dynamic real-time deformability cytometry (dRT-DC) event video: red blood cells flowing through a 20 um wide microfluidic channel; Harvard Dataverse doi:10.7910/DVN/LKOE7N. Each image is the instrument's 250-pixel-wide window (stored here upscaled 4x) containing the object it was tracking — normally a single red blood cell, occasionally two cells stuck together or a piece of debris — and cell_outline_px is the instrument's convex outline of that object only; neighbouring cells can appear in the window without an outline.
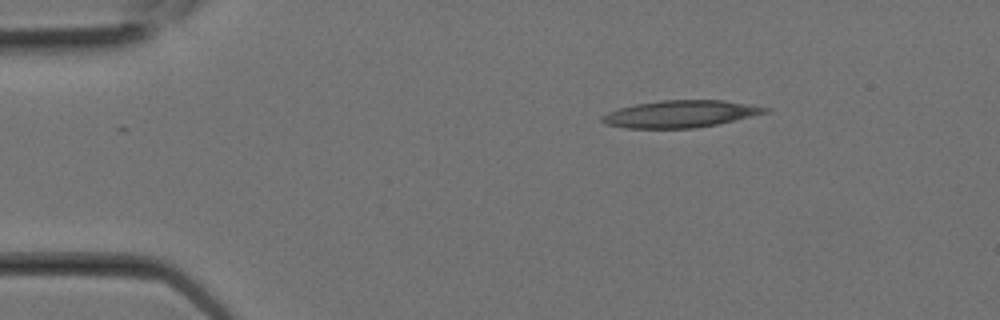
{"species": "Egyptian fruit bat (a non-hibernating species)", "species_latin": "Rousettus aegyptiacus", "temperature_condition": "room temperature", "stored_images_in_passage": 2, "camera_frame_rate_fps": 3000, "um_per_image_px": 0.085, "animal": {"sex": "female"}, "frame": {"image": 1, "passage_image": 1, "time_ms": 0.0, "image_size_px": [1000, 320], "cell_outline_px": [[772, 108], [768, 112], [752, 116], [716, 124], [692, 128], [624, 128], [604, 124], [600, 120], [600, 116], [608, 112], [620, 108], [636, 104], [660, 100], [724, 100]], "centroid_in_image_um": [57.8, 9.68], "position_along_channel_um": 27.2, "area_um2": 25.66}}